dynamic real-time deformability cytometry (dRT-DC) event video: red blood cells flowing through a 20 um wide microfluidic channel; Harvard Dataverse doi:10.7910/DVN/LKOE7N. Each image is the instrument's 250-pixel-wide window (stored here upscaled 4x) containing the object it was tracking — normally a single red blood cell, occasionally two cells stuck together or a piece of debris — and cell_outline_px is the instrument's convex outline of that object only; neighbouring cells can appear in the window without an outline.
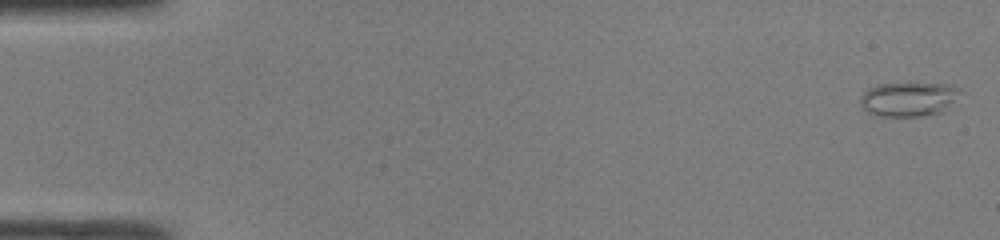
{"species": "common noctule bat (a hibernating species)", "species_latin": "Nyctalus noctula", "temperature_condition": "room temperature", "stored_images_in_passage": 48, "camera_frame_rate_fps": 3000, "um_per_image_px": 0.085, "animal": {"sex": "male", "body_mass_g": 19.0, "forearm_length_mm": 50.8}, "frame": {"image": 1, "passage_image": 1, "time_ms": 0.0, "image_size_px": [1000, 240], "cell_outline_px": [[960, 92], [948, 108], [944, 112], [920, 116], [880, 116], [868, 112], [860, 108], [860, 96], [868, 88], [880, 84], [908, 80], [952, 84], [960, 88]], "centroid_in_image_um": [77.23, 8.37], "position_along_channel_um": 7.8, "area_um2": 20.98}}
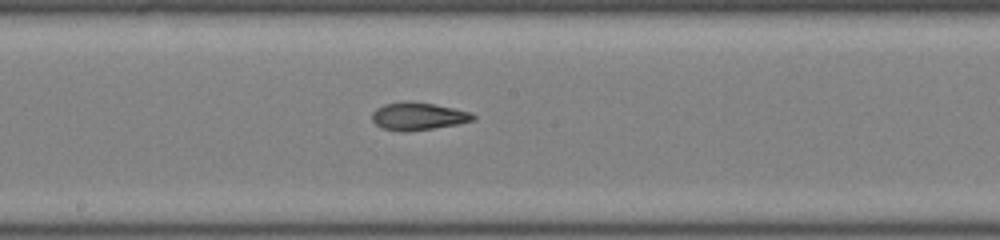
{"frame": {"image": 2, "passage_image": 26, "time_ms": 8.333, "image_size_px": [1000, 240], "cell_outline_px": [[476, 116], [472, 120], [456, 124], [432, 128], [404, 132], [400, 132], [384, 128], [376, 124], [372, 120], [372, 112], [376, 108], [384, 104], [404, 100], [432, 104], [472, 112]], "centroid_in_image_um": [35.49, 9.87], "position_along_channel_um": 212.7, "area_um2": 16.13}}
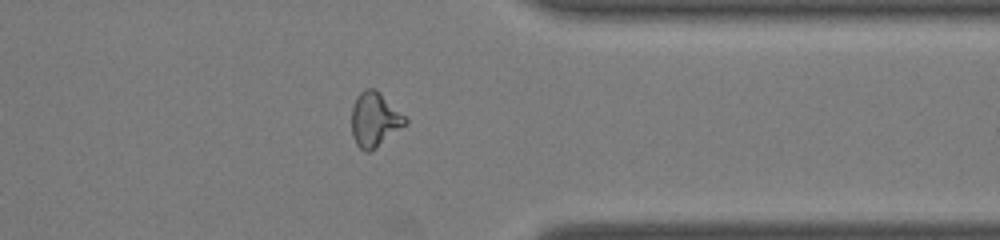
{"frame": {"image": 3, "passage_image": 38, "time_ms": 12.333, "image_size_px": [1000, 240], "cell_outline_px": [[408, 124], [376, 148], [368, 152], [364, 152], [356, 144], [352, 136], [352, 104], [356, 96], [364, 88], [376, 88], [408, 120]], "centroid_in_image_um": [31.83, 10.16], "position_along_channel_um": 379.6, "area_um2": 17.22}, "authors_computed_cell_mechanics": {"area_um2": 17.2533, "velocity_mm_per_s": 4.3168, "shape_relaxation_time_tau1_ms": null, "shape_relaxation_time_tau2_ms": 2.0187, "deformation_change_tau1": null, "deformation_change_tau2": 0.0888}}